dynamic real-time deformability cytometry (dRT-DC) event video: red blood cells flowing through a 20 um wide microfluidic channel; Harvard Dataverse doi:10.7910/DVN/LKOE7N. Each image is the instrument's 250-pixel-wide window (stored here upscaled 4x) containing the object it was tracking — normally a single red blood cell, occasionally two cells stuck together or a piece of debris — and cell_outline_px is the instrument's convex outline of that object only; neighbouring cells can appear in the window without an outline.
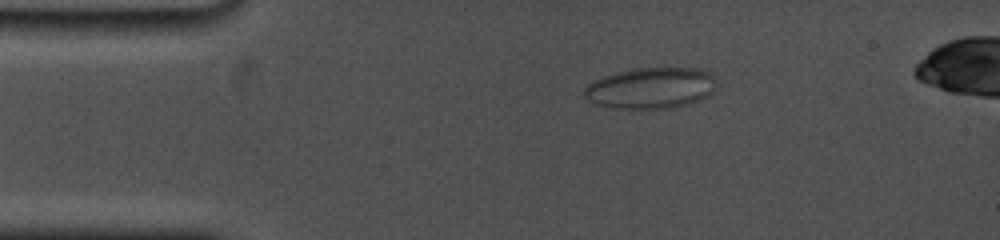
{"species": "common noctule bat (a hibernating species)", "species_latin": "Nyctalus noctula", "temperature_condition": "cold", "stored_images_in_passage": 9, "camera_frame_rate_fps": 5000, "um_per_image_px": 0.085, "animal": {"sex": "female", "body_mass_g": 19.0, "forearm_length_mm": 53.3}, "frame": {"image": 1, "passage_image": 2, "time_ms": 0.4, "image_size_px": [1000, 240], "cell_outline_px": [[716, 88], [708, 96], [688, 104], [668, 108], [616, 108], [596, 104], [588, 100], [584, 96], [584, 88], [592, 80], [616, 72], [632, 68], [700, 68], [712, 72], [716, 76]], "centroid_in_image_um": [55.35, 7.46], "position_along_channel_um": 29.6, "area_um2": 31.96}}
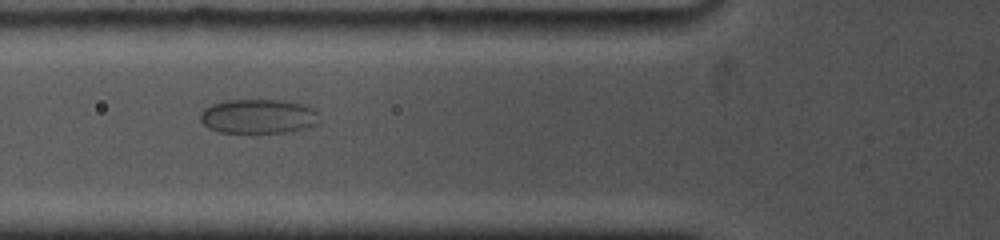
{"frame": {"image": 2, "passage_image": 6, "time_ms": 3.8, "image_size_px": [1000, 240], "cell_outline_px": [[320, 124], [288, 132], [220, 132], [208, 128], [200, 120], [200, 112], [204, 108], [212, 104], [224, 100], [284, 100], [304, 104], [312, 108], [316, 112], [320, 120]], "centroid_in_image_um": [21.96, 9.88], "position_along_channel_um": 103.8, "area_um2": 23.99}}
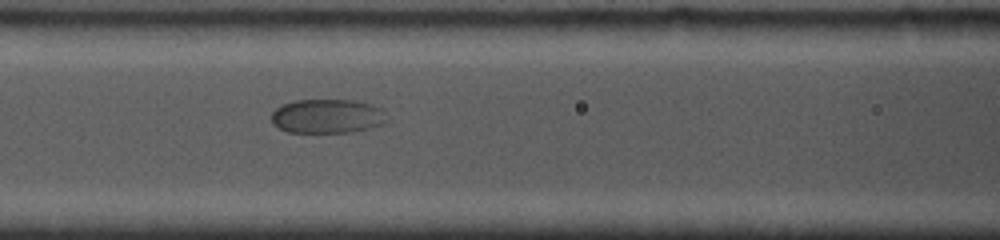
{"frame": {"image": 3, "passage_image": 7, "time_ms": 4.8, "image_size_px": [1000, 240], "cell_outline_px": [[388, 120], [384, 124], [352, 132], [288, 132], [272, 124], [272, 112], [276, 108], [292, 100], [356, 100], [380, 108]], "centroid_in_image_um": [27.8, 9.87], "position_along_channel_um": 138.8, "area_um2": 22.89}}